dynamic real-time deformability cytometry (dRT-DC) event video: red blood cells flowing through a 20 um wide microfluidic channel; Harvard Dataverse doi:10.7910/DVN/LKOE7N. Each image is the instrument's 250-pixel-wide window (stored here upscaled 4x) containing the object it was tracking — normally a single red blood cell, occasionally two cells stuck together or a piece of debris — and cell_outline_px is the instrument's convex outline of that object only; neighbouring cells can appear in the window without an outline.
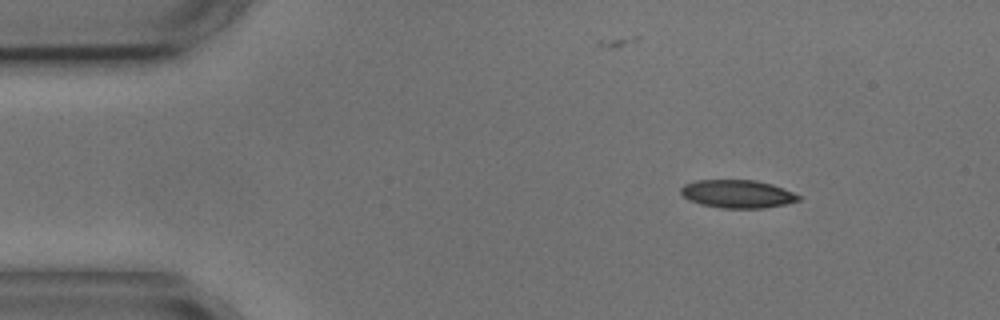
{"species": "common noctule bat (a hibernating species)", "species_latin": "Nyctalus noctula", "temperature_condition": "cold", "stored_images_in_passage": 4, "camera_frame_rate_fps": 3000, "um_per_image_px": 0.085, "animal": {"sex": "male", "body_mass_g": 17.9, "forearm_length_mm": 54.2}, "frame": {"image": 1, "passage_image": 1, "time_ms": 0.0, "image_size_px": [1000, 320], "cell_outline_px": [[804, 196], [800, 200], [784, 204], [764, 208], [720, 208], [700, 204], [688, 200], [680, 192], [680, 188], [684, 184], [696, 180], [756, 180], [772, 184]], "centroid_in_image_um": [62.69, 16.48], "position_along_channel_um": 22.3, "area_um2": 19.42}}
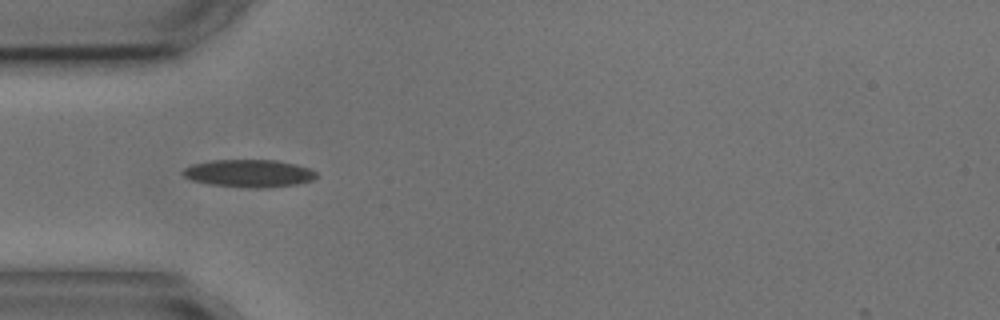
{"frame": {"image": 2, "passage_image": 3, "time_ms": 3.0, "image_size_px": [1000, 320], "cell_outline_px": [[316, 176], [312, 180], [296, 184], [268, 188], [252, 188], [212, 184], [192, 180], [184, 176], [180, 172], [184, 168], [192, 164], [212, 160], [276, 160], [296, 164], [308, 168], [316, 172]], "centroid_in_image_um": [21.15, 14.73], "position_along_channel_um": 63.8, "area_um2": 21.39}}